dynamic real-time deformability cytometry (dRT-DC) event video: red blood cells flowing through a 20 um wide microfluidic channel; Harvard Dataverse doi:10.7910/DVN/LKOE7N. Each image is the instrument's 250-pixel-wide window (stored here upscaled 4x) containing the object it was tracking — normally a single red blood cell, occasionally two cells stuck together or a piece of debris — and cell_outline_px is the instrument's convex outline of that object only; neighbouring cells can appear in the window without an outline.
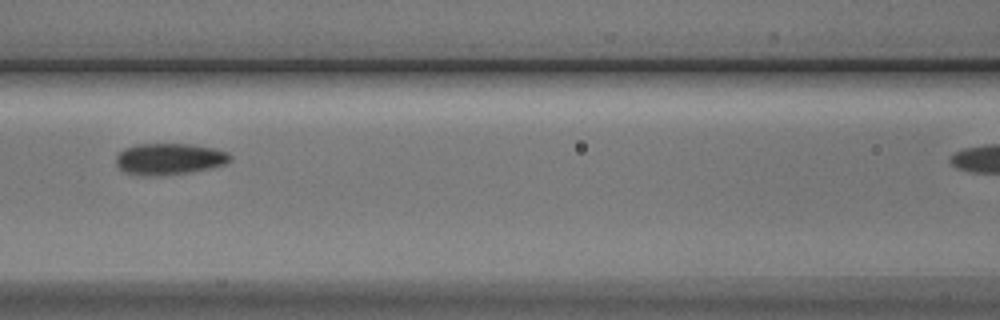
{"species": "Egyptian fruit bat (a non-hibernating species)", "species_latin": "Rousettus aegyptiacus", "temperature_condition": "cold", "stored_images_in_passage": 5, "camera_frame_rate_fps": 3000, "um_per_image_px": 0.085, "animal": {"sex": "male"}, "frame": {"image": 1, "passage_image": 4, "time_ms": 3.333, "image_size_px": [1000, 320], "cell_outline_px": [[232, 160], [228, 164], [212, 168], [188, 172], [160, 176], [140, 176], [124, 172], [116, 164], [116, 156], [124, 148], [136, 144], [192, 144], [216, 148], [228, 152], [232, 156]], "centroid_in_image_um": [14.43, 13.51], "position_along_channel_um": 152.2, "area_um2": 21.33}}